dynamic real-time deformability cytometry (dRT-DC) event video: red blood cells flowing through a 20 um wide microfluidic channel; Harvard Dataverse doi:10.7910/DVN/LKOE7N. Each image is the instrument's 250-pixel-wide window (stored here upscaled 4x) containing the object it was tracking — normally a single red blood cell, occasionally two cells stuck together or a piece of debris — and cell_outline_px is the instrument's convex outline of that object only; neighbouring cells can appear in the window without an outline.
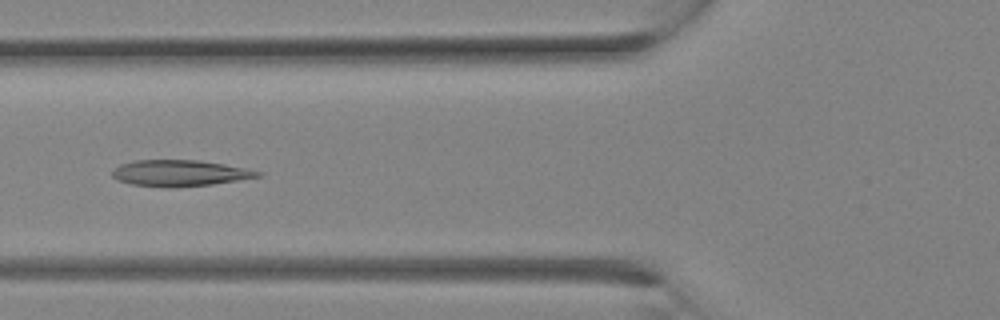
{"species": "Egyptian fruit bat (a non-hibernating species)", "species_latin": "Rousettus aegyptiacus", "temperature_condition": "room temperature", "stored_images_in_passage": 13, "camera_frame_rate_fps": 3000, "um_per_image_px": 0.085, "animal": {"sex": "female"}, "frame": {"image": 1, "passage_image": 10, "time_ms": 3.0, "image_size_px": [1000, 320], "cell_outline_px": [[264, 176], [212, 184], [168, 188], [132, 184], [120, 180], [112, 176], [112, 172], [120, 164], [136, 160], [200, 160], [224, 164], [264, 172]], "centroid_in_image_um": [15.32, 14.71], "position_along_channel_um": 110.5, "area_um2": 22.14}}
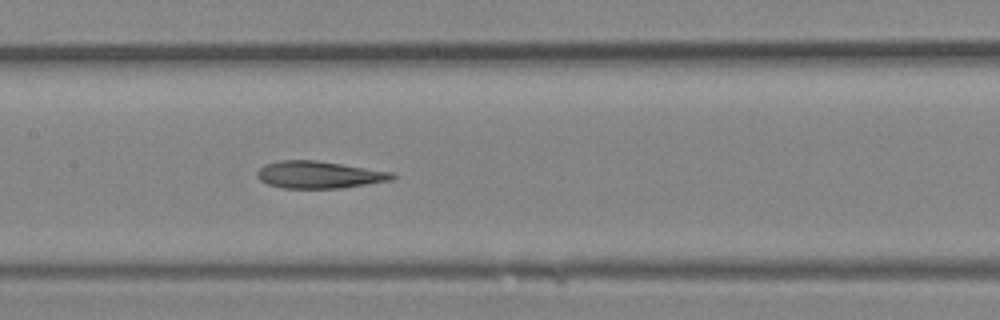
{"frame": {"image": 2, "passage_image": 13, "time_ms": 4.0, "image_size_px": [1000, 320], "cell_outline_px": [[396, 176], [392, 180], [344, 188], [280, 188], [268, 184], [260, 180], [256, 176], [256, 172], [264, 164], [280, 160], [316, 160], [396, 172]], "centroid_in_image_um": [27.14, 14.85], "position_along_channel_um": 180.3, "area_um2": 21.68}}